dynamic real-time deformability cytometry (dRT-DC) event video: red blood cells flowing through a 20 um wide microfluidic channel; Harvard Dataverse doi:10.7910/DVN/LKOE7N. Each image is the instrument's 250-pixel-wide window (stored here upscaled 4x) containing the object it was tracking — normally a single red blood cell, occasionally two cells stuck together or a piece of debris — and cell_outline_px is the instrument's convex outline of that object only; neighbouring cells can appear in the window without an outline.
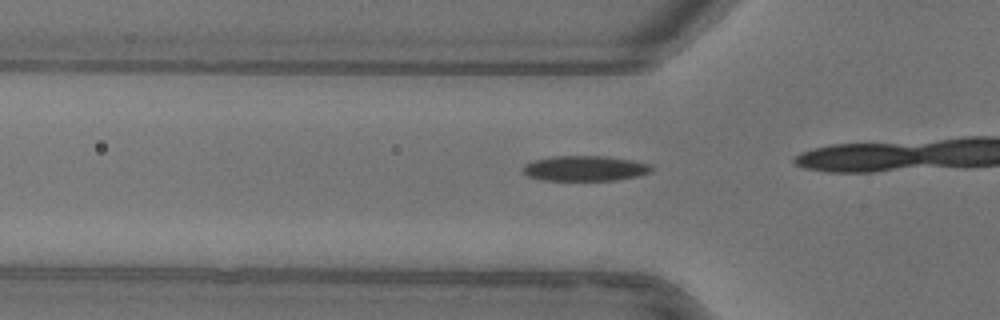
{"species": "common noctule bat (a hibernating species)", "species_latin": "Nyctalus noctula", "temperature_condition": "warm", "stored_images_in_passage": 15, "camera_frame_rate_fps": 3000, "um_per_image_px": 0.085, "animal": {"sex": "female"}, "frame": {"image": 1, "passage_image": 13, "time_ms": 4.0, "image_size_px": [1000, 320], "cell_outline_px": [[652, 172], [636, 176], [616, 180], [544, 180], [528, 176], [520, 168], [524, 164], [532, 160], [552, 156], [604, 156], [632, 160], [652, 164]], "centroid_in_image_um": [49.7, 14.3], "position_along_channel_um": 76.1, "area_um2": 19.02}}